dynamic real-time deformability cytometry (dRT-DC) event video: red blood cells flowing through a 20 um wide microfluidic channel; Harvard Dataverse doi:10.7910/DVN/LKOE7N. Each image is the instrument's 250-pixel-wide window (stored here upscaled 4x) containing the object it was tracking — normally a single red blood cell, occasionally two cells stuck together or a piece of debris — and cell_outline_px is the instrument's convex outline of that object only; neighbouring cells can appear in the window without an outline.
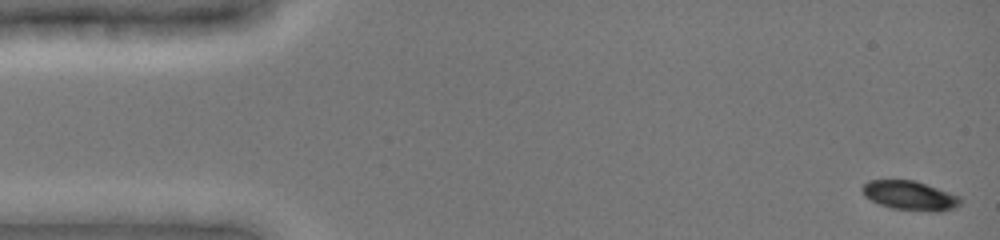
{"species": "common noctule bat (a hibernating species)", "species_latin": "Nyctalus noctula", "temperature_condition": "cold", "stored_images_in_passage": 42, "camera_frame_rate_fps": 3000, "um_per_image_px": 0.085, "animal": {"sex": "female", "body_mass_g": 19.0, "forearm_length_mm": 51.5}, "frame": {"image": 1, "passage_image": 1, "time_ms": 0.0, "image_size_px": [1000, 240], "cell_outline_px": [[964, 200], [956, 208], [940, 212], [936, 212], [892, 208], [880, 204], [864, 196], [860, 188], [868, 180], [916, 180], [960, 196]], "centroid_in_image_um": [77.38, 16.62], "position_along_channel_um": 7.6, "area_um2": 16.94}}
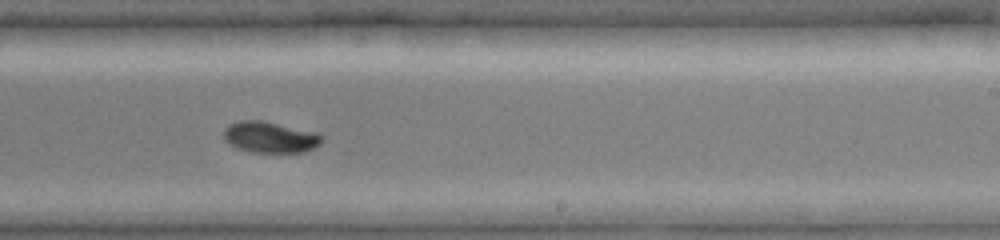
{"frame": {"image": 2, "passage_image": 31, "time_ms": 9.667, "image_size_px": [1000, 240], "cell_outline_px": [[324, 140], [316, 148], [304, 152], [252, 152], [236, 148], [224, 140], [224, 128], [228, 124], [240, 120], [260, 120], [320, 132], [324, 136]], "centroid_in_image_um": [23.01, 11.65], "position_along_channel_um": 266.0, "area_um2": 18.21}}
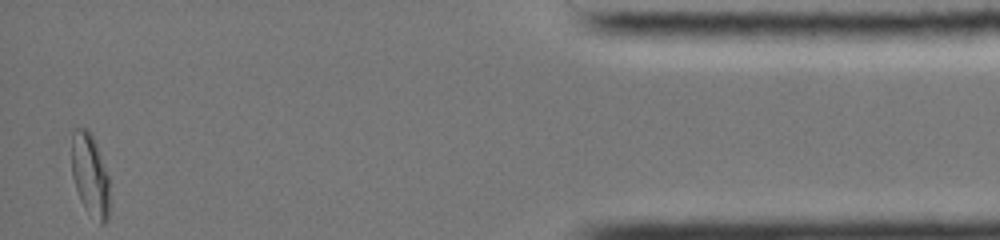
{"frame": {"image": 3, "passage_image": 42, "time_ms": 15.333, "image_size_px": [1000, 240], "cell_outline_px": [[108, 220], [104, 224], [100, 224], [84, 208], [80, 200], [72, 176], [72, 132], [76, 128], [88, 128], [96, 144], [108, 176]], "centroid_in_image_um": [7.64, 14.88], "position_along_channel_um": 427.6, "area_um2": 18.03}, "authors_computed_cell_mechanics": {"area_um2": 18.1203, "velocity_mm_per_s": 3.9454, "shape_relaxation_time_tau1_ms": 1.4103, "shape_relaxation_time_tau2_ms": null, "deformation_change_tau1": 0.1155, "deformation_change_tau2": null}}